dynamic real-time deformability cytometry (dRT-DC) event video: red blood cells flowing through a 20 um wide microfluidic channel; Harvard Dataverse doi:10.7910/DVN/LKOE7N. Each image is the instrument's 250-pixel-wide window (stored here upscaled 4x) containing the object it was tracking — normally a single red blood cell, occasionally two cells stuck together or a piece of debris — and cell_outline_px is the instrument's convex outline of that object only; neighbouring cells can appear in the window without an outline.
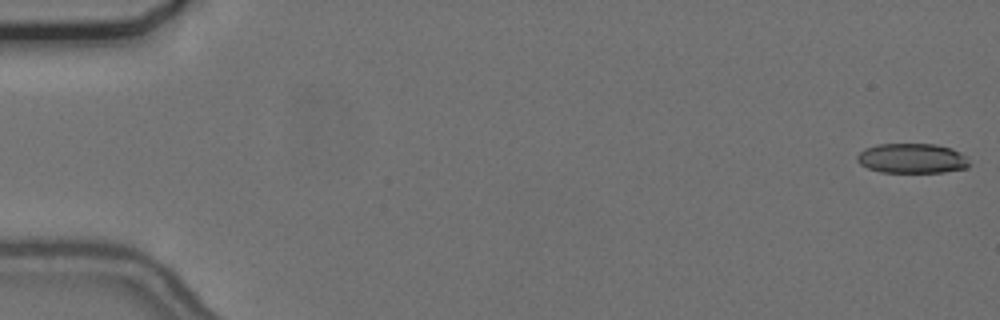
{"species": "common noctule bat (a hibernating species)", "species_latin": "Nyctalus noctula", "temperature_condition": "cold", "stored_images_in_passage": 56, "camera_frame_rate_fps": 3000, "um_per_image_px": 0.085, "animal": {"sex": "female", "body_mass_g": 24.6, "forearm_length_mm": 56.2}, "frame": {"image": 1, "passage_image": 1, "time_ms": 0.0, "image_size_px": [1000, 320], "cell_outline_px": [[968, 168], [944, 172], [880, 172], [868, 168], [860, 164], [856, 160], [856, 156], [864, 148], [876, 144], [936, 144], [952, 148], [968, 156]], "centroid_in_image_um": [77.52, 13.45], "position_along_channel_um": 7.5, "area_um2": 19.71}}
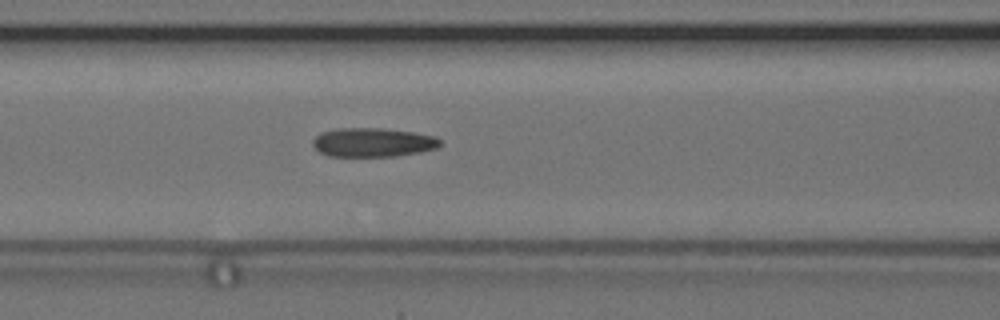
{"frame": {"image": 2, "passage_image": 24, "time_ms": 7.667, "image_size_px": [1000, 320], "cell_outline_px": [[440, 144], [436, 148], [420, 152], [396, 156], [328, 156], [320, 152], [312, 144], [312, 140], [320, 132], [336, 128], [384, 128], [412, 132], [436, 136], [440, 140]], "centroid_in_image_um": [31.67, 12.09], "position_along_channel_um": 134.9, "area_um2": 21.56}}
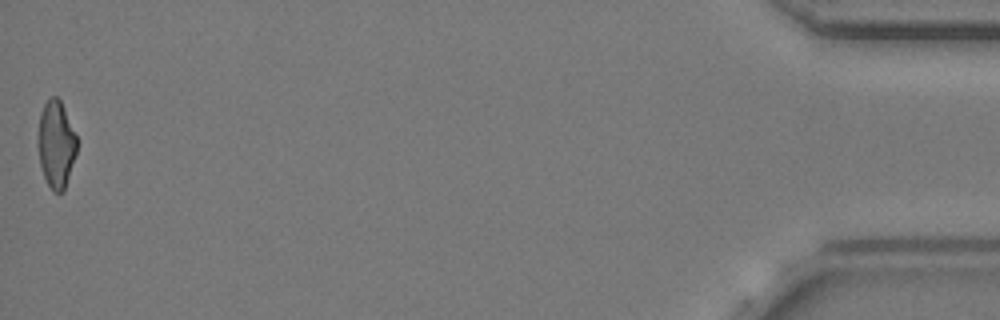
{"frame": {"image": 3, "passage_image": 56, "time_ms": 18.333, "image_size_px": [1000, 320], "cell_outline_px": [[76, 152], [64, 192], [52, 192], [44, 176], [40, 164], [36, 140], [40, 112], [44, 104], [52, 96], [56, 96], [60, 100], [64, 108], [76, 136]], "centroid_in_image_um": [4.73, 12.27], "position_along_channel_um": 430.5, "area_um2": 19.77}, "authors_computed_cell_mechanics": {"area_um2": 21.4438, "velocity_mm_per_s": 3.6789, "shape_relaxation_time_tau1_ms": null, "shape_relaxation_time_tau2_ms": 2.4443, "deformation_change_tau1": null, "deformation_change_tau2": 0.1066}}